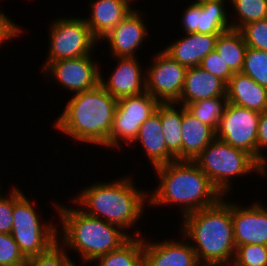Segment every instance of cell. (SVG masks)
Returning a JSON list of instances; mask_svg holds the SVG:
<instances>
[{
    "label": "cell",
    "mask_w": 267,
    "mask_h": 266,
    "mask_svg": "<svg viewBox=\"0 0 267 266\" xmlns=\"http://www.w3.org/2000/svg\"><path fill=\"white\" fill-rule=\"evenodd\" d=\"M174 102L159 103L156 111L160 114L163 135L167 149L176 157L182 160V118L183 105L178 112L174 108Z\"/></svg>",
    "instance_id": "cell-24"
},
{
    "label": "cell",
    "mask_w": 267,
    "mask_h": 266,
    "mask_svg": "<svg viewBox=\"0 0 267 266\" xmlns=\"http://www.w3.org/2000/svg\"><path fill=\"white\" fill-rule=\"evenodd\" d=\"M158 104L159 102L148 92L119 99L108 138V147L120 148V137L128 144L135 142L140 126L156 111Z\"/></svg>",
    "instance_id": "cell-9"
},
{
    "label": "cell",
    "mask_w": 267,
    "mask_h": 266,
    "mask_svg": "<svg viewBox=\"0 0 267 266\" xmlns=\"http://www.w3.org/2000/svg\"><path fill=\"white\" fill-rule=\"evenodd\" d=\"M228 104L227 97H214L187 104L185 107L193 116L216 131Z\"/></svg>",
    "instance_id": "cell-27"
},
{
    "label": "cell",
    "mask_w": 267,
    "mask_h": 266,
    "mask_svg": "<svg viewBox=\"0 0 267 266\" xmlns=\"http://www.w3.org/2000/svg\"><path fill=\"white\" fill-rule=\"evenodd\" d=\"M56 206L63 225V246L78 250L85 262L119 249L132 237L118 226L85 214L81 208Z\"/></svg>",
    "instance_id": "cell-5"
},
{
    "label": "cell",
    "mask_w": 267,
    "mask_h": 266,
    "mask_svg": "<svg viewBox=\"0 0 267 266\" xmlns=\"http://www.w3.org/2000/svg\"><path fill=\"white\" fill-rule=\"evenodd\" d=\"M199 266H223V265L200 264Z\"/></svg>",
    "instance_id": "cell-40"
},
{
    "label": "cell",
    "mask_w": 267,
    "mask_h": 266,
    "mask_svg": "<svg viewBox=\"0 0 267 266\" xmlns=\"http://www.w3.org/2000/svg\"><path fill=\"white\" fill-rule=\"evenodd\" d=\"M228 102L258 113L267 110V88L249 76L238 72L230 78L226 87Z\"/></svg>",
    "instance_id": "cell-21"
},
{
    "label": "cell",
    "mask_w": 267,
    "mask_h": 266,
    "mask_svg": "<svg viewBox=\"0 0 267 266\" xmlns=\"http://www.w3.org/2000/svg\"><path fill=\"white\" fill-rule=\"evenodd\" d=\"M146 34L141 15L133 10L102 39L109 41L113 57H136L135 50L142 44Z\"/></svg>",
    "instance_id": "cell-16"
},
{
    "label": "cell",
    "mask_w": 267,
    "mask_h": 266,
    "mask_svg": "<svg viewBox=\"0 0 267 266\" xmlns=\"http://www.w3.org/2000/svg\"><path fill=\"white\" fill-rule=\"evenodd\" d=\"M224 2V0H211L202 4L189 5L182 18L186 34L220 35L232 29L231 23H228Z\"/></svg>",
    "instance_id": "cell-13"
},
{
    "label": "cell",
    "mask_w": 267,
    "mask_h": 266,
    "mask_svg": "<svg viewBox=\"0 0 267 266\" xmlns=\"http://www.w3.org/2000/svg\"><path fill=\"white\" fill-rule=\"evenodd\" d=\"M190 243L144 241L143 266H199L196 253Z\"/></svg>",
    "instance_id": "cell-17"
},
{
    "label": "cell",
    "mask_w": 267,
    "mask_h": 266,
    "mask_svg": "<svg viewBox=\"0 0 267 266\" xmlns=\"http://www.w3.org/2000/svg\"><path fill=\"white\" fill-rule=\"evenodd\" d=\"M28 198L14 188L13 226L11 236L26 258L47 252L58 242L57 228L41 224Z\"/></svg>",
    "instance_id": "cell-7"
},
{
    "label": "cell",
    "mask_w": 267,
    "mask_h": 266,
    "mask_svg": "<svg viewBox=\"0 0 267 266\" xmlns=\"http://www.w3.org/2000/svg\"><path fill=\"white\" fill-rule=\"evenodd\" d=\"M199 67L222 79L226 84L234 72L226 65L224 60L214 50L203 58Z\"/></svg>",
    "instance_id": "cell-34"
},
{
    "label": "cell",
    "mask_w": 267,
    "mask_h": 266,
    "mask_svg": "<svg viewBox=\"0 0 267 266\" xmlns=\"http://www.w3.org/2000/svg\"><path fill=\"white\" fill-rule=\"evenodd\" d=\"M240 18L231 23L232 29L240 30L244 25L267 19V0H230Z\"/></svg>",
    "instance_id": "cell-28"
},
{
    "label": "cell",
    "mask_w": 267,
    "mask_h": 266,
    "mask_svg": "<svg viewBox=\"0 0 267 266\" xmlns=\"http://www.w3.org/2000/svg\"><path fill=\"white\" fill-rule=\"evenodd\" d=\"M247 50L240 30L229 29L221 33L216 40L215 51L234 72H241Z\"/></svg>",
    "instance_id": "cell-25"
},
{
    "label": "cell",
    "mask_w": 267,
    "mask_h": 266,
    "mask_svg": "<svg viewBox=\"0 0 267 266\" xmlns=\"http://www.w3.org/2000/svg\"><path fill=\"white\" fill-rule=\"evenodd\" d=\"M187 68L161 50L146 76V92L159 103H176L180 99Z\"/></svg>",
    "instance_id": "cell-11"
},
{
    "label": "cell",
    "mask_w": 267,
    "mask_h": 266,
    "mask_svg": "<svg viewBox=\"0 0 267 266\" xmlns=\"http://www.w3.org/2000/svg\"><path fill=\"white\" fill-rule=\"evenodd\" d=\"M59 244L57 242L43 254L27 258L25 266H66L71 259Z\"/></svg>",
    "instance_id": "cell-33"
},
{
    "label": "cell",
    "mask_w": 267,
    "mask_h": 266,
    "mask_svg": "<svg viewBox=\"0 0 267 266\" xmlns=\"http://www.w3.org/2000/svg\"><path fill=\"white\" fill-rule=\"evenodd\" d=\"M10 197L0 196V233L10 234L13 226L14 189Z\"/></svg>",
    "instance_id": "cell-35"
},
{
    "label": "cell",
    "mask_w": 267,
    "mask_h": 266,
    "mask_svg": "<svg viewBox=\"0 0 267 266\" xmlns=\"http://www.w3.org/2000/svg\"><path fill=\"white\" fill-rule=\"evenodd\" d=\"M183 237L192 245L199 264L225 265L233 261L234 241L231 203L221 199L215 205L183 216ZM231 258V259H230Z\"/></svg>",
    "instance_id": "cell-3"
},
{
    "label": "cell",
    "mask_w": 267,
    "mask_h": 266,
    "mask_svg": "<svg viewBox=\"0 0 267 266\" xmlns=\"http://www.w3.org/2000/svg\"><path fill=\"white\" fill-rule=\"evenodd\" d=\"M137 236L131 237L119 249L93 258L91 261H97L99 266H143V248L144 240L141 239L140 232Z\"/></svg>",
    "instance_id": "cell-26"
},
{
    "label": "cell",
    "mask_w": 267,
    "mask_h": 266,
    "mask_svg": "<svg viewBox=\"0 0 267 266\" xmlns=\"http://www.w3.org/2000/svg\"><path fill=\"white\" fill-rule=\"evenodd\" d=\"M50 32V51L46 63L90 55L97 43L85 18H61L53 22Z\"/></svg>",
    "instance_id": "cell-8"
},
{
    "label": "cell",
    "mask_w": 267,
    "mask_h": 266,
    "mask_svg": "<svg viewBox=\"0 0 267 266\" xmlns=\"http://www.w3.org/2000/svg\"><path fill=\"white\" fill-rule=\"evenodd\" d=\"M160 114L155 111L141 126L135 141H140L153 167L176 161L167 149Z\"/></svg>",
    "instance_id": "cell-22"
},
{
    "label": "cell",
    "mask_w": 267,
    "mask_h": 266,
    "mask_svg": "<svg viewBox=\"0 0 267 266\" xmlns=\"http://www.w3.org/2000/svg\"><path fill=\"white\" fill-rule=\"evenodd\" d=\"M117 103L118 100L99 84L75 94L55 126L81 142L108 147Z\"/></svg>",
    "instance_id": "cell-2"
},
{
    "label": "cell",
    "mask_w": 267,
    "mask_h": 266,
    "mask_svg": "<svg viewBox=\"0 0 267 266\" xmlns=\"http://www.w3.org/2000/svg\"><path fill=\"white\" fill-rule=\"evenodd\" d=\"M232 266H267L266 245L236 246Z\"/></svg>",
    "instance_id": "cell-30"
},
{
    "label": "cell",
    "mask_w": 267,
    "mask_h": 266,
    "mask_svg": "<svg viewBox=\"0 0 267 266\" xmlns=\"http://www.w3.org/2000/svg\"><path fill=\"white\" fill-rule=\"evenodd\" d=\"M43 68L45 72H50L61 86L75 94L100 84L101 72L91 59V55L46 63Z\"/></svg>",
    "instance_id": "cell-12"
},
{
    "label": "cell",
    "mask_w": 267,
    "mask_h": 266,
    "mask_svg": "<svg viewBox=\"0 0 267 266\" xmlns=\"http://www.w3.org/2000/svg\"><path fill=\"white\" fill-rule=\"evenodd\" d=\"M130 178L111 183H96L85 188L75 199L81 210L98 219L120 227L128 228L143 214L147 194L136 189ZM134 185V186H133ZM104 217V219H103Z\"/></svg>",
    "instance_id": "cell-4"
},
{
    "label": "cell",
    "mask_w": 267,
    "mask_h": 266,
    "mask_svg": "<svg viewBox=\"0 0 267 266\" xmlns=\"http://www.w3.org/2000/svg\"><path fill=\"white\" fill-rule=\"evenodd\" d=\"M219 35L192 33L167 46L163 51L186 68L199 66L215 50Z\"/></svg>",
    "instance_id": "cell-19"
},
{
    "label": "cell",
    "mask_w": 267,
    "mask_h": 266,
    "mask_svg": "<svg viewBox=\"0 0 267 266\" xmlns=\"http://www.w3.org/2000/svg\"><path fill=\"white\" fill-rule=\"evenodd\" d=\"M66 266H76L71 260L66 264Z\"/></svg>",
    "instance_id": "cell-39"
},
{
    "label": "cell",
    "mask_w": 267,
    "mask_h": 266,
    "mask_svg": "<svg viewBox=\"0 0 267 266\" xmlns=\"http://www.w3.org/2000/svg\"><path fill=\"white\" fill-rule=\"evenodd\" d=\"M227 84L199 66L187 68L180 99L175 104L186 106L200 100L226 96Z\"/></svg>",
    "instance_id": "cell-18"
},
{
    "label": "cell",
    "mask_w": 267,
    "mask_h": 266,
    "mask_svg": "<svg viewBox=\"0 0 267 266\" xmlns=\"http://www.w3.org/2000/svg\"><path fill=\"white\" fill-rule=\"evenodd\" d=\"M264 147L267 148V110L261 112L257 129V162L266 170L267 160L260 151Z\"/></svg>",
    "instance_id": "cell-36"
},
{
    "label": "cell",
    "mask_w": 267,
    "mask_h": 266,
    "mask_svg": "<svg viewBox=\"0 0 267 266\" xmlns=\"http://www.w3.org/2000/svg\"><path fill=\"white\" fill-rule=\"evenodd\" d=\"M91 8V17L85 21L97 40L105 37L133 11L130 0H96Z\"/></svg>",
    "instance_id": "cell-20"
},
{
    "label": "cell",
    "mask_w": 267,
    "mask_h": 266,
    "mask_svg": "<svg viewBox=\"0 0 267 266\" xmlns=\"http://www.w3.org/2000/svg\"><path fill=\"white\" fill-rule=\"evenodd\" d=\"M160 178L158 189L148 199L150 205L181 204L184 216L208 208L222 199V194L190 160H176L155 167Z\"/></svg>",
    "instance_id": "cell-1"
},
{
    "label": "cell",
    "mask_w": 267,
    "mask_h": 266,
    "mask_svg": "<svg viewBox=\"0 0 267 266\" xmlns=\"http://www.w3.org/2000/svg\"><path fill=\"white\" fill-rule=\"evenodd\" d=\"M26 261L11 234L0 233V266H25Z\"/></svg>",
    "instance_id": "cell-31"
},
{
    "label": "cell",
    "mask_w": 267,
    "mask_h": 266,
    "mask_svg": "<svg viewBox=\"0 0 267 266\" xmlns=\"http://www.w3.org/2000/svg\"><path fill=\"white\" fill-rule=\"evenodd\" d=\"M209 1H211V0H197V1H195L194 3L202 4V3H204V2H209Z\"/></svg>",
    "instance_id": "cell-38"
},
{
    "label": "cell",
    "mask_w": 267,
    "mask_h": 266,
    "mask_svg": "<svg viewBox=\"0 0 267 266\" xmlns=\"http://www.w3.org/2000/svg\"><path fill=\"white\" fill-rule=\"evenodd\" d=\"M231 218L236 246H267V212L261 204L256 203L246 208L231 204Z\"/></svg>",
    "instance_id": "cell-14"
},
{
    "label": "cell",
    "mask_w": 267,
    "mask_h": 266,
    "mask_svg": "<svg viewBox=\"0 0 267 266\" xmlns=\"http://www.w3.org/2000/svg\"><path fill=\"white\" fill-rule=\"evenodd\" d=\"M118 60L109 81L100 76L101 86L117 100L146 92V75L143 77L138 60L135 57H118Z\"/></svg>",
    "instance_id": "cell-15"
},
{
    "label": "cell",
    "mask_w": 267,
    "mask_h": 266,
    "mask_svg": "<svg viewBox=\"0 0 267 266\" xmlns=\"http://www.w3.org/2000/svg\"><path fill=\"white\" fill-rule=\"evenodd\" d=\"M261 113L229 103L216 138L246 151L257 161V129Z\"/></svg>",
    "instance_id": "cell-10"
},
{
    "label": "cell",
    "mask_w": 267,
    "mask_h": 266,
    "mask_svg": "<svg viewBox=\"0 0 267 266\" xmlns=\"http://www.w3.org/2000/svg\"><path fill=\"white\" fill-rule=\"evenodd\" d=\"M241 73L267 88V52L247 47Z\"/></svg>",
    "instance_id": "cell-29"
},
{
    "label": "cell",
    "mask_w": 267,
    "mask_h": 266,
    "mask_svg": "<svg viewBox=\"0 0 267 266\" xmlns=\"http://www.w3.org/2000/svg\"><path fill=\"white\" fill-rule=\"evenodd\" d=\"M20 33V28L0 11V45L5 40L12 39Z\"/></svg>",
    "instance_id": "cell-37"
},
{
    "label": "cell",
    "mask_w": 267,
    "mask_h": 266,
    "mask_svg": "<svg viewBox=\"0 0 267 266\" xmlns=\"http://www.w3.org/2000/svg\"><path fill=\"white\" fill-rule=\"evenodd\" d=\"M240 31L247 47L267 52V19L250 22Z\"/></svg>",
    "instance_id": "cell-32"
},
{
    "label": "cell",
    "mask_w": 267,
    "mask_h": 266,
    "mask_svg": "<svg viewBox=\"0 0 267 266\" xmlns=\"http://www.w3.org/2000/svg\"><path fill=\"white\" fill-rule=\"evenodd\" d=\"M215 138L216 131L183 106L182 160L194 161Z\"/></svg>",
    "instance_id": "cell-23"
},
{
    "label": "cell",
    "mask_w": 267,
    "mask_h": 266,
    "mask_svg": "<svg viewBox=\"0 0 267 266\" xmlns=\"http://www.w3.org/2000/svg\"><path fill=\"white\" fill-rule=\"evenodd\" d=\"M222 195L230 190L229 179L257 171L265 175L266 170L246 151L235 148L215 138L194 160Z\"/></svg>",
    "instance_id": "cell-6"
}]
</instances>
